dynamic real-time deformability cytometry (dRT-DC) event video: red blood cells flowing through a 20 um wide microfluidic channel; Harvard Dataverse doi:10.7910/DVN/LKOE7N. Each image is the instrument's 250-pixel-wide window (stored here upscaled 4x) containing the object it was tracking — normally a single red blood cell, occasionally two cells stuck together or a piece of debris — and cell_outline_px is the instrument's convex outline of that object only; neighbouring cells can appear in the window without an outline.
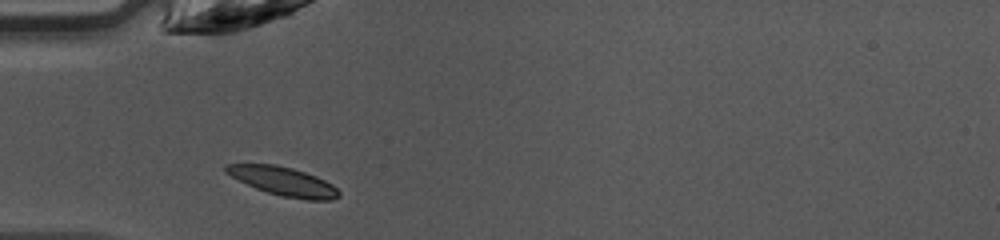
{"species": "common noctule bat (a hibernating species)", "species_latin": "Nyctalus noctula", "temperature_condition": "warm", "stored_images_in_passage": 33, "camera_frame_rate_fps": 3000, "um_per_image_px": 0.085, "animal": {"sex": "female", "body_mass_g": 10.0, "forearm_length_mm": 53.1}, "frame": {"image": 1, "passage_image": 1, "time_ms": 0.0, "image_size_px": [1000, 240], "cell_outline_px": [[340, 196], [332, 200], [308, 200], [284, 196], [268, 192], [256, 188], [224, 172], [224, 164], [276, 164], [292, 168], [316, 176], [332, 184], [340, 192]], "centroid_in_image_um": [24.1, 15.4], "position_along_channel_um": 60.9, "area_um2": 18.67}}
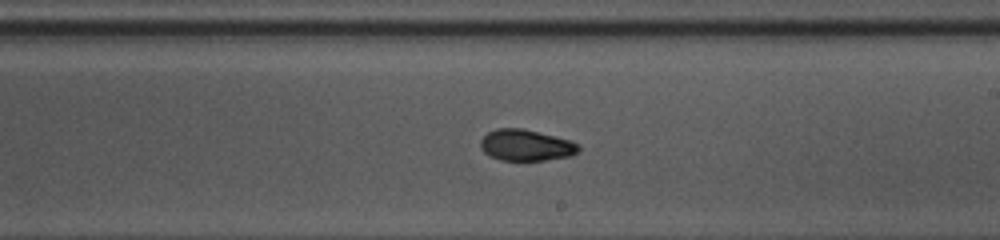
{"frame": {"image": 2, "passage_image": 14, "time_ms": 4.333, "image_size_px": [1000, 240], "cell_outline_px": [[580, 152], [572, 156], [544, 160], [500, 160], [484, 152], [480, 148], [480, 140], [488, 132], [496, 128], [520, 128], [572, 140], [580, 144]], "centroid_in_image_um": [44.75, 12.34], "position_along_channel_um": 244.3, "area_um2": 17.98}}
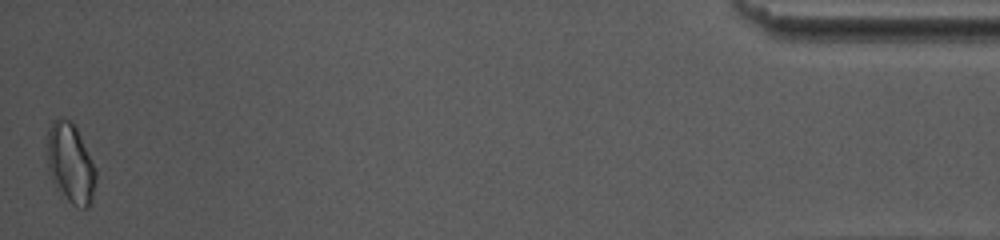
{"frame": {"image": 3, "passage_image": 33, "time_ms": 10.667, "image_size_px": [1000, 240], "cell_outline_px": [[96, 180], [92, 200], [88, 208], [76, 208], [68, 200], [52, 180], [48, 172], [48, 132], [52, 124], [60, 116], [68, 120], [76, 128], [96, 168]], "centroid_in_image_um": [6.02, 13.93], "position_along_channel_um": 429.2, "area_um2": 22.25}, "authors_computed_cell_mechanics": {"area_um2": 18.0336, "velocity_mm_per_s": 4.2763, "shape_relaxation_time_tau1_ms": 2.249, "shape_relaxation_time_tau2_ms": 1.6417, "deformation_change_tau1": 0.1335, "deformation_change_tau2": 0.0663}}